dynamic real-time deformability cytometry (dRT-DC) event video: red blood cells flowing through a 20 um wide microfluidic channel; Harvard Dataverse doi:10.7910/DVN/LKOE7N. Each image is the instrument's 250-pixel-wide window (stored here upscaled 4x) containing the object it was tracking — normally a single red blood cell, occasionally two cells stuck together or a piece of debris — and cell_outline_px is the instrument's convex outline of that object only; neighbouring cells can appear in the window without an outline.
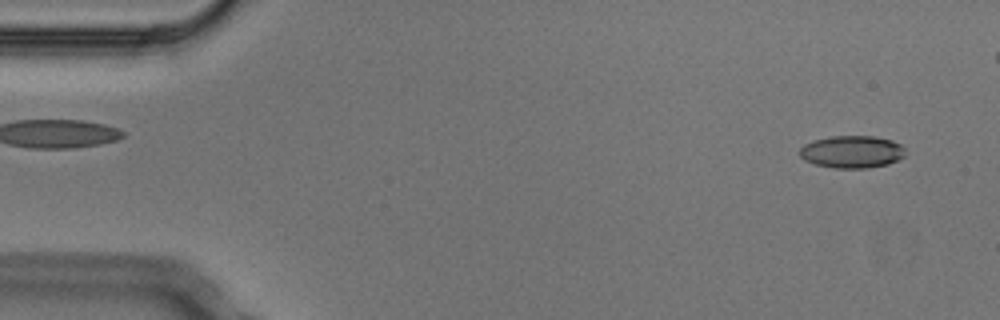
{"species": "Egyptian fruit bat (a non-hibernating species)", "species_latin": "Rousettus aegyptiacus", "temperature_condition": "cold", "stored_images_in_passage": 3, "segment_of_instrument_passage": [2, 2], "camera_frame_rate_fps": 3000, "um_per_image_px": 0.085, "animal": {"sex": "male"}, "frame": {"image": 1, "passage_image": 3, "time_ms": 0.667, "image_size_px": [1000, 320], "cell_outline_px": [[904, 156], [888, 164], [868, 168], [832, 168], [816, 164], [804, 160], [800, 156], [800, 148], [804, 144], [812, 140], [832, 136], [876, 136], [892, 140], [900, 144], [904, 148]], "centroid_in_image_um": [72.4, 12.9], "position_along_channel_um": 12.6, "area_um2": 20.0}}